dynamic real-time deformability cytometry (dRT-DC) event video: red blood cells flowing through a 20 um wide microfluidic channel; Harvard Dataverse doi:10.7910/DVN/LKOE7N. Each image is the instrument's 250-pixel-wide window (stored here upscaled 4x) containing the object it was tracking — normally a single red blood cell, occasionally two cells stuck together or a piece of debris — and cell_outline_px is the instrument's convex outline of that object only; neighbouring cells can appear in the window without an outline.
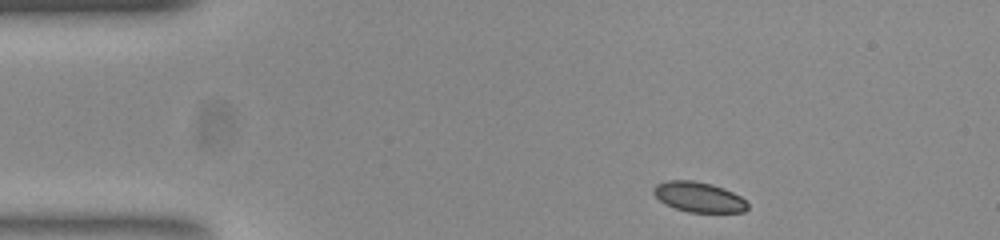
{"species": "common noctule bat (a hibernating species)", "species_latin": "Nyctalus noctula", "temperature_condition": "room temperature", "stored_images_in_passage": 47, "camera_frame_rate_fps": 3000, "um_per_image_px": 0.085, "animal": {"sex": "female", "body_mass_g": 23.0, "forearm_length_mm": 53.4}, "frame": {"image": 1, "passage_image": 1, "time_ms": 0.0, "image_size_px": [1000, 240], "cell_outline_px": [[748, 208], [744, 212], [688, 212], [664, 204], [652, 192], [652, 188], [656, 184], [668, 180], [692, 180], [712, 184], [724, 188], [740, 196], [748, 204]], "centroid_in_image_um": [59.37, 16.74], "position_along_channel_um": 25.6, "area_um2": 16.53}}
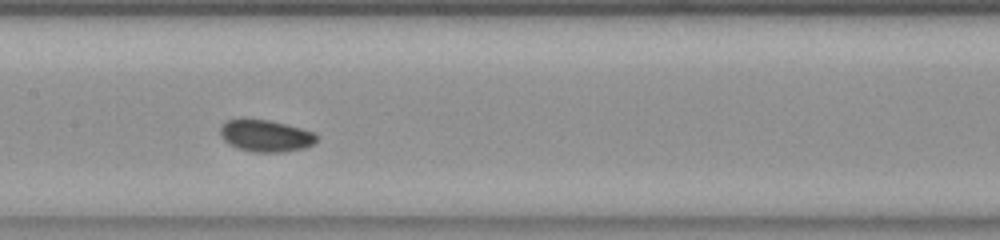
{"frame": {"image": 2, "passage_image": 19, "time_ms": 6.0, "image_size_px": [1000, 240], "cell_outline_px": [[316, 140], [312, 144], [304, 148], [284, 152], [252, 152], [236, 148], [228, 144], [224, 140], [220, 132], [220, 128], [228, 120], [268, 120], [300, 128], [312, 132], [316, 136]], "centroid_in_image_um": [22.56, 11.57], "position_along_channel_um": 184.8, "area_um2": 17.51}}
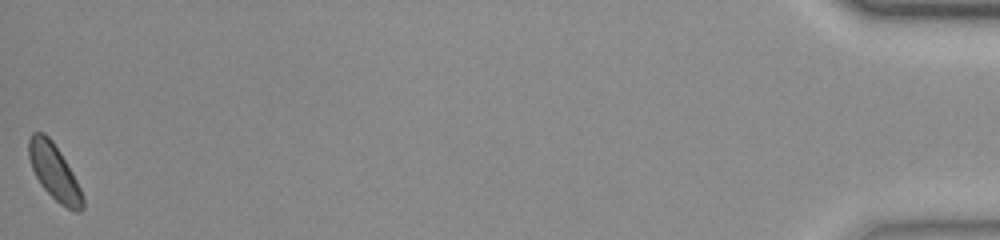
{"frame": {"image": 3, "passage_image": 47, "time_ms": 15.333, "image_size_px": [1000, 240], "cell_outline_px": [[84, 208], [80, 212], [76, 212], [60, 204], [40, 184], [32, 168], [28, 156], [28, 140], [32, 132], [44, 132], [52, 140], [60, 152], [72, 172], [84, 196]], "centroid_in_image_um": [4.61, 14.62], "position_along_channel_um": 430.6, "area_um2": 17.46}}